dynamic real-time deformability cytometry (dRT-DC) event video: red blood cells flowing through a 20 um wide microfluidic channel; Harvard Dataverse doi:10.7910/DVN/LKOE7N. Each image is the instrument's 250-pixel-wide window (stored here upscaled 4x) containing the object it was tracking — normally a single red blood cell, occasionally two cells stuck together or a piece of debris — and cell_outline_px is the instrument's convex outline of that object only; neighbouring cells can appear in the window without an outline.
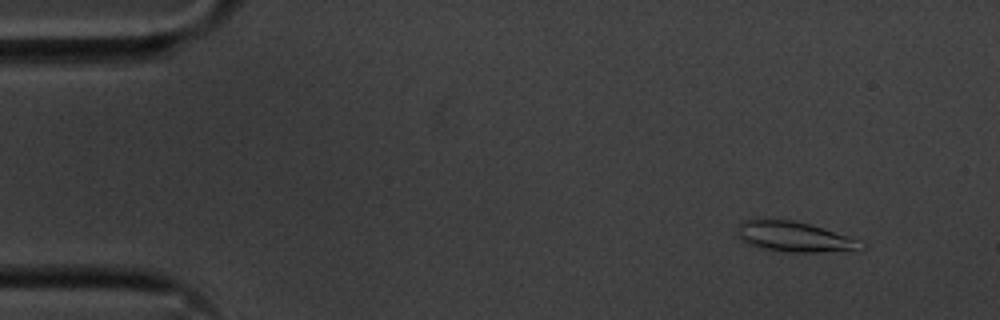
{"species": "common noctule bat (a hibernating species)", "species_latin": "Nyctalus noctula", "temperature_condition": "cold", "stored_images_in_passage": 55, "camera_frame_rate_fps": 3000, "um_per_image_px": 0.085, "animal": {"sex": "male", "body_mass_g": 20.1, "forearm_length_mm": 53.5}, "frame": {"image": 1, "passage_image": 5, "time_ms": 1.333, "image_size_px": [1000, 320], "cell_outline_px": [[856, 244], [852, 248], [820, 252], [784, 252], [760, 248], [748, 244], [740, 240], [736, 236], [736, 232], [740, 224], [744, 220], [756, 216], [792, 220], [808, 224], [856, 240]], "centroid_in_image_um": [67.16, 20.07], "position_along_channel_um": 17.8, "area_um2": 21.27}}
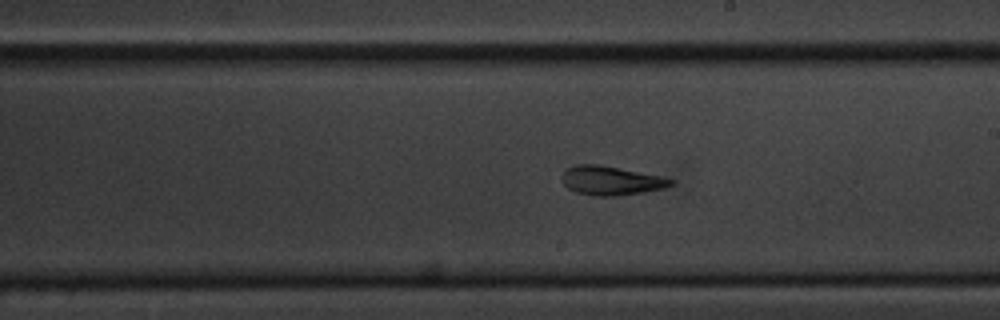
{"frame": {"image": 2, "passage_image": 31, "time_ms": 10.0, "image_size_px": [1000, 320], "cell_outline_px": [[676, 184], [664, 188], [644, 192], [616, 196], [592, 196], [576, 192], [568, 188], [560, 180], [564, 172], [568, 168], [576, 164], [600, 164], [660, 176], [676, 180]], "centroid_in_image_um": [51.95, 15.35], "position_along_channel_um": 237.1, "area_um2": 18.55}}
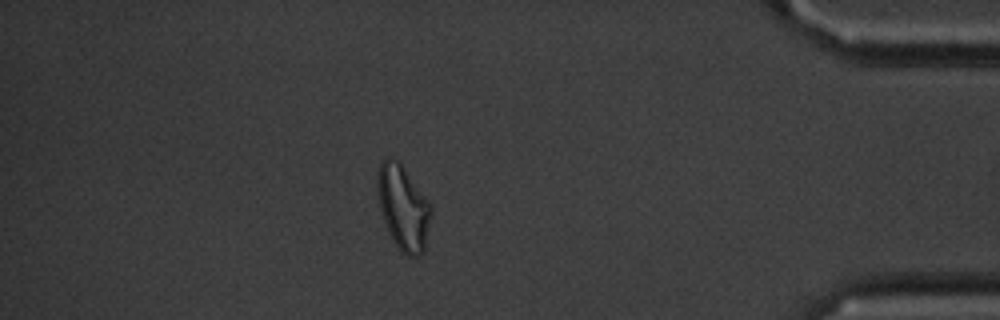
{"frame": {"image": 3, "passage_image": 48, "time_ms": 15.667, "image_size_px": [1000, 320], "cell_outline_px": [[432, 208], [424, 252], [420, 256], [408, 256], [400, 252], [384, 220], [380, 208], [376, 184], [376, 180], [380, 164], [388, 156], [392, 156], [400, 160], [432, 204]], "centroid_in_image_um": [34.29, 17.58], "position_along_channel_um": 400.9, "area_um2": 26.7}, "authors_computed_cell_mechanics": {"area_um2": 19.5942, "velocity_mm_per_s": 3.5964, "shape_relaxation_time_tau1_ms": 5.4395, "shape_relaxation_time_tau2_ms": 3.2053, "deformation_change_tau1": 0.1643, "deformation_change_tau2": 0.1035}}